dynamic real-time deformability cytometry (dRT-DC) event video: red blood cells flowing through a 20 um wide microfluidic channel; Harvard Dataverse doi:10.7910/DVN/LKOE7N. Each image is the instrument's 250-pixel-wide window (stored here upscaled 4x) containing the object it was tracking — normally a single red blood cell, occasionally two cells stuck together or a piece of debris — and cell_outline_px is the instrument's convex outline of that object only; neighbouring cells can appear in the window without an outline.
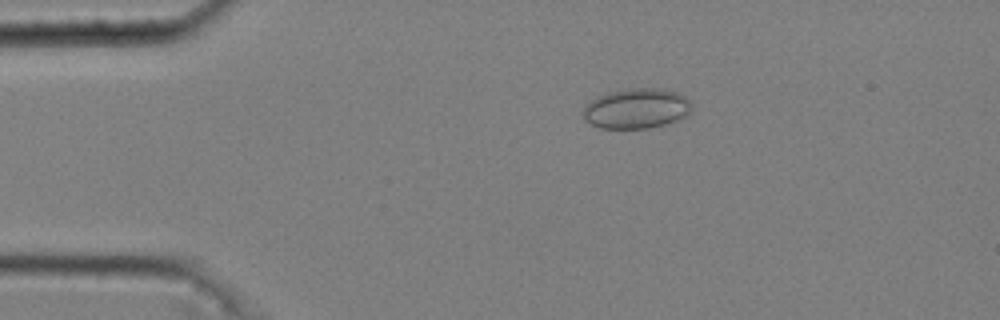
{"species": "common noctule bat (a hibernating species)", "species_latin": "Nyctalus noctula", "temperature_condition": "cold", "stored_images_in_passage": 48, "camera_frame_rate_fps": 3000, "um_per_image_px": 0.085, "animal": {"sex": "male", "body_mass_g": 20.4}, "frame": {"image": 1, "passage_image": 10, "time_ms": 3.0, "image_size_px": [1000, 320], "cell_outline_px": [[688, 116], [664, 124], [648, 128], [600, 128], [592, 124], [580, 112], [596, 96], [608, 92], [632, 88], [656, 88], [676, 92], [684, 96], [688, 100]], "centroid_in_image_um": [54.06, 9.22], "position_along_channel_um": 30.9, "area_um2": 24.97}}
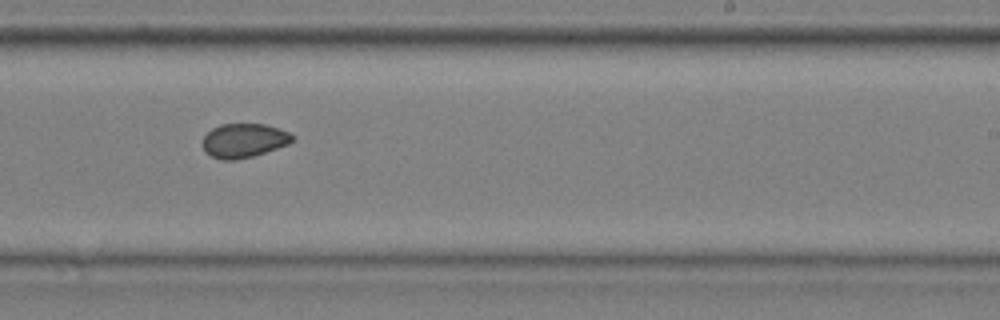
{"frame": {"image": 2, "passage_image": 33, "time_ms": 10.667, "image_size_px": [1000, 320], "cell_outline_px": [[296, 136], [288, 144], [252, 156], [236, 160], [220, 160], [212, 156], [204, 148], [204, 136], [212, 128], [220, 124], [264, 124], [288, 132]], "centroid_in_image_um": [20.73, 11.94], "position_along_channel_um": 268.3, "area_um2": 17.51}}
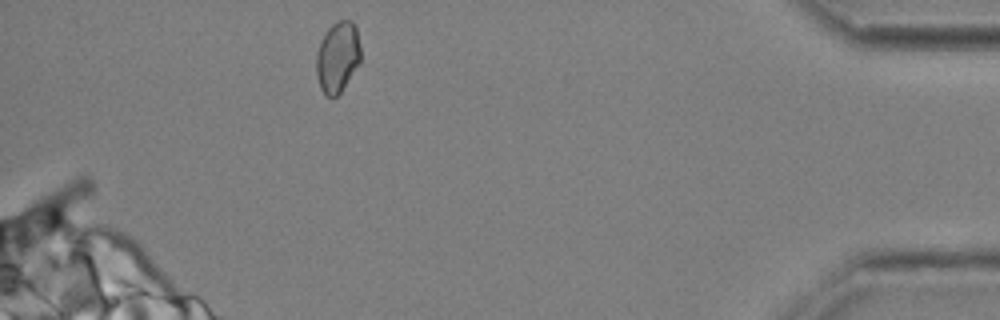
{"frame": {"image": 3, "passage_image": 48, "time_ms": 15.667, "image_size_px": [1000, 320], "cell_outline_px": [[360, 60], [340, 92], [336, 96], [324, 96], [320, 88], [316, 72], [316, 52], [320, 40], [328, 28], [336, 20], [352, 20], [356, 28], [360, 48]], "centroid_in_image_um": [28.66, 4.82], "position_along_channel_um": 406.5, "area_um2": 18.21}, "authors_computed_cell_mechanics": {"area_um2": 18.3226, "velocity_mm_per_s": 3.6783, "shape_relaxation_time_tau1_ms": null, "shape_relaxation_time_tau2_ms": 1.618, "deformation_change_tau1": null, "deformation_change_tau2": 0.0488}}